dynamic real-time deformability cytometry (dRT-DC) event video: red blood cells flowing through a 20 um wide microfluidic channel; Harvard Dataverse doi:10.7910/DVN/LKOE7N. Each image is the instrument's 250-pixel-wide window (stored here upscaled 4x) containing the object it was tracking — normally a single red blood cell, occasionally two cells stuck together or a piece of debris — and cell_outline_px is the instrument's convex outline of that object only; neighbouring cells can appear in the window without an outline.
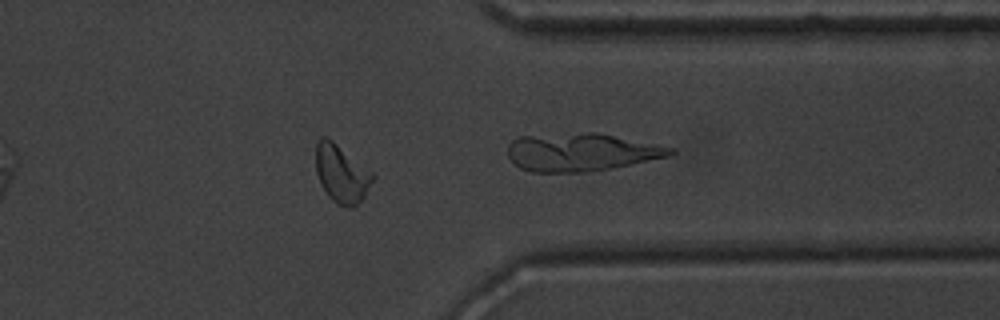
{"species": "common noctule bat (a hibernating species)", "species_latin": "Nyctalus noctula", "temperature_condition": "warm", "stored_images_in_passage": 41, "camera_frame_rate_fps": 3000, "um_per_image_px": 0.085, "animal": {"sex": "male", "body_mass_g": 20.1, "forearm_length_mm": 53.5}, "frame": {"image": 1, "passage_image": 30, "time_ms": 9.667, "image_size_px": [1000, 320], "cell_outline_px": [[376, 176], [364, 196], [352, 208], [336, 204], [328, 196], [320, 184], [316, 172], [316, 144], [320, 136], [324, 136], [332, 140], [372, 172]], "centroid_in_image_um": [29.01, 14.77], "position_along_channel_um": 382.4, "area_um2": 19.07}, "authors_computed_cell_mechanics": {"area_um2": 18.3804, "velocity_mm_per_s": 3.955, "shape_relaxation_time_tau1_ms": 2.4001, "shape_relaxation_time_tau2_ms": 1.0607, "deformation_change_tau1": 0.1491, "deformation_change_tau2": 0.058}}